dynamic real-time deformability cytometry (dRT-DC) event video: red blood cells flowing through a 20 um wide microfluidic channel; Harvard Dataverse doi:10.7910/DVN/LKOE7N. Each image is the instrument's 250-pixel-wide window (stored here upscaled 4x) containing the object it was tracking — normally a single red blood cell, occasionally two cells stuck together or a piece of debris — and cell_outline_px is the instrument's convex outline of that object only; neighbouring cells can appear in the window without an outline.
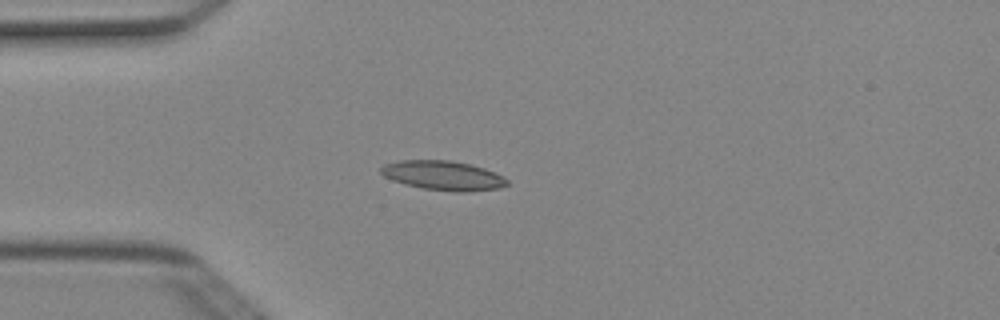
{"species": "Egyptian fruit bat (a non-hibernating species)", "species_latin": "Rousettus aegyptiacus", "temperature_condition": "cold", "stored_images_in_passage": 5, "camera_frame_rate_fps": 3000, "um_per_image_px": 0.085, "animal": {"sex": "female"}, "frame": {"image": 1, "passage_image": 4, "time_ms": 1.0, "image_size_px": [1000, 320], "cell_outline_px": [[508, 184], [500, 188], [468, 192], [456, 192], [424, 188], [404, 184], [392, 180], [384, 176], [380, 172], [380, 168], [384, 164], [396, 160], [452, 160], [472, 164], [496, 172], [504, 176], [508, 180]], "centroid_in_image_um": [37.68, 14.91], "position_along_channel_um": 47.3, "area_um2": 21.91}}